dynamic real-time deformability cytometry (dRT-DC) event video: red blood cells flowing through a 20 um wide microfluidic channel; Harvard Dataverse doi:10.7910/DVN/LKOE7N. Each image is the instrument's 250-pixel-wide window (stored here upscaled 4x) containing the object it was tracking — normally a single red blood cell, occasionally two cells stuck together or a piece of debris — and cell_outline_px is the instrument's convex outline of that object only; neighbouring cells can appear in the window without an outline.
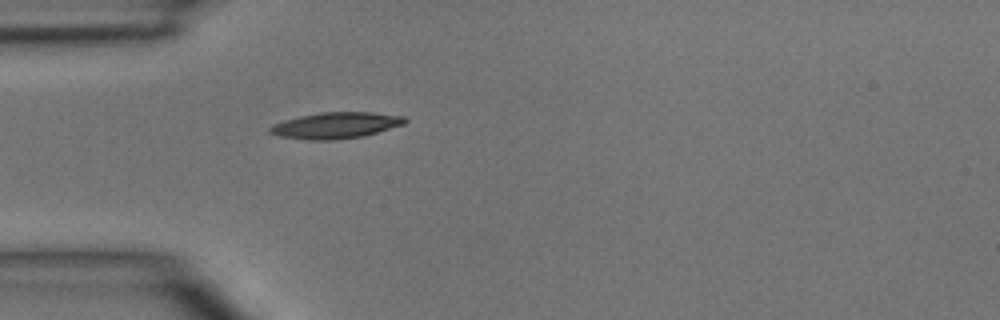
{"species": "common noctule bat (a hibernating species)", "species_latin": "Nyctalus noctula", "temperature_condition": "room temperature", "stored_images_in_passage": 1, "camera_frame_rate_fps": 3000, "um_per_image_px": 0.085, "animal": {"sex": "male", "body_mass_g": 15.6}, "frame": {"image": 1, "passage_image": 1, "time_ms": 0.0, "image_size_px": [1000, 320], "cell_outline_px": [[408, 120], [404, 124], [364, 136], [332, 140], [308, 140], [280, 136], [268, 132], [268, 128], [272, 124], [284, 120], [300, 116], [320, 112], [372, 112], [404, 116]], "centroid_in_image_um": [28.53, 10.65], "position_along_channel_um": 56.5, "area_um2": 20.63}}